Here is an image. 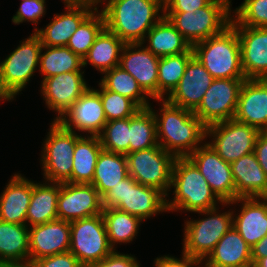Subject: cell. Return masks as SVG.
<instances>
[{
	"label": "cell",
	"mask_w": 267,
	"mask_h": 267,
	"mask_svg": "<svg viewBox=\"0 0 267 267\" xmlns=\"http://www.w3.org/2000/svg\"><path fill=\"white\" fill-rule=\"evenodd\" d=\"M81 68H83V59L67 46H42L39 60L42 81L57 74L84 72Z\"/></svg>",
	"instance_id": "33"
},
{
	"label": "cell",
	"mask_w": 267,
	"mask_h": 267,
	"mask_svg": "<svg viewBox=\"0 0 267 267\" xmlns=\"http://www.w3.org/2000/svg\"><path fill=\"white\" fill-rule=\"evenodd\" d=\"M83 75L84 72H68L41 81V96L45 105L57 113L54 121H58L90 87Z\"/></svg>",
	"instance_id": "17"
},
{
	"label": "cell",
	"mask_w": 267,
	"mask_h": 267,
	"mask_svg": "<svg viewBox=\"0 0 267 267\" xmlns=\"http://www.w3.org/2000/svg\"><path fill=\"white\" fill-rule=\"evenodd\" d=\"M69 251L83 267H90L114 251L102 214L70 222Z\"/></svg>",
	"instance_id": "10"
},
{
	"label": "cell",
	"mask_w": 267,
	"mask_h": 267,
	"mask_svg": "<svg viewBox=\"0 0 267 267\" xmlns=\"http://www.w3.org/2000/svg\"><path fill=\"white\" fill-rule=\"evenodd\" d=\"M128 176L126 155L101 150L97 158L92 185L103 197Z\"/></svg>",
	"instance_id": "32"
},
{
	"label": "cell",
	"mask_w": 267,
	"mask_h": 267,
	"mask_svg": "<svg viewBox=\"0 0 267 267\" xmlns=\"http://www.w3.org/2000/svg\"><path fill=\"white\" fill-rule=\"evenodd\" d=\"M102 3L105 27L124 43H142L147 32L164 16L163 0H103Z\"/></svg>",
	"instance_id": "2"
},
{
	"label": "cell",
	"mask_w": 267,
	"mask_h": 267,
	"mask_svg": "<svg viewBox=\"0 0 267 267\" xmlns=\"http://www.w3.org/2000/svg\"><path fill=\"white\" fill-rule=\"evenodd\" d=\"M175 158L172 153L165 151L159 144L128 153L126 154L128 175L138 183L156 188L169 197Z\"/></svg>",
	"instance_id": "11"
},
{
	"label": "cell",
	"mask_w": 267,
	"mask_h": 267,
	"mask_svg": "<svg viewBox=\"0 0 267 267\" xmlns=\"http://www.w3.org/2000/svg\"><path fill=\"white\" fill-rule=\"evenodd\" d=\"M261 131L253 126L229 119L207 126L206 137L212 138L208 145L227 163L254 152Z\"/></svg>",
	"instance_id": "12"
},
{
	"label": "cell",
	"mask_w": 267,
	"mask_h": 267,
	"mask_svg": "<svg viewBox=\"0 0 267 267\" xmlns=\"http://www.w3.org/2000/svg\"><path fill=\"white\" fill-rule=\"evenodd\" d=\"M253 267H267V257L261 258Z\"/></svg>",
	"instance_id": "51"
},
{
	"label": "cell",
	"mask_w": 267,
	"mask_h": 267,
	"mask_svg": "<svg viewBox=\"0 0 267 267\" xmlns=\"http://www.w3.org/2000/svg\"><path fill=\"white\" fill-rule=\"evenodd\" d=\"M59 191L60 183L43 181V183L34 182L32 184V196L26 216L28 227L58 219L57 198Z\"/></svg>",
	"instance_id": "29"
},
{
	"label": "cell",
	"mask_w": 267,
	"mask_h": 267,
	"mask_svg": "<svg viewBox=\"0 0 267 267\" xmlns=\"http://www.w3.org/2000/svg\"><path fill=\"white\" fill-rule=\"evenodd\" d=\"M58 122L69 131L85 132L88 136H99L107 119L103 103L96 89L89 87Z\"/></svg>",
	"instance_id": "16"
},
{
	"label": "cell",
	"mask_w": 267,
	"mask_h": 267,
	"mask_svg": "<svg viewBox=\"0 0 267 267\" xmlns=\"http://www.w3.org/2000/svg\"><path fill=\"white\" fill-rule=\"evenodd\" d=\"M98 91L103 103L104 113L108 121L129 118L141 109L130 98L116 92L106 90L100 83Z\"/></svg>",
	"instance_id": "41"
},
{
	"label": "cell",
	"mask_w": 267,
	"mask_h": 267,
	"mask_svg": "<svg viewBox=\"0 0 267 267\" xmlns=\"http://www.w3.org/2000/svg\"><path fill=\"white\" fill-rule=\"evenodd\" d=\"M65 13L55 14L42 28H34L42 46H67L80 24L99 6L90 2L63 1Z\"/></svg>",
	"instance_id": "18"
},
{
	"label": "cell",
	"mask_w": 267,
	"mask_h": 267,
	"mask_svg": "<svg viewBox=\"0 0 267 267\" xmlns=\"http://www.w3.org/2000/svg\"><path fill=\"white\" fill-rule=\"evenodd\" d=\"M239 202L241 210L233 212V227L252 247L267 235V197L237 198L229 204Z\"/></svg>",
	"instance_id": "24"
},
{
	"label": "cell",
	"mask_w": 267,
	"mask_h": 267,
	"mask_svg": "<svg viewBox=\"0 0 267 267\" xmlns=\"http://www.w3.org/2000/svg\"><path fill=\"white\" fill-rule=\"evenodd\" d=\"M203 263L204 267H253L251 247L232 227Z\"/></svg>",
	"instance_id": "27"
},
{
	"label": "cell",
	"mask_w": 267,
	"mask_h": 267,
	"mask_svg": "<svg viewBox=\"0 0 267 267\" xmlns=\"http://www.w3.org/2000/svg\"><path fill=\"white\" fill-rule=\"evenodd\" d=\"M254 153L258 163L267 176V131H261L257 137Z\"/></svg>",
	"instance_id": "48"
},
{
	"label": "cell",
	"mask_w": 267,
	"mask_h": 267,
	"mask_svg": "<svg viewBox=\"0 0 267 267\" xmlns=\"http://www.w3.org/2000/svg\"><path fill=\"white\" fill-rule=\"evenodd\" d=\"M125 43L106 27L100 32L83 58V67L88 64L101 74L119 66L120 56Z\"/></svg>",
	"instance_id": "30"
},
{
	"label": "cell",
	"mask_w": 267,
	"mask_h": 267,
	"mask_svg": "<svg viewBox=\"0 0 267 267\" xmlns=\"http://www.w3.org/2000/svg\"><path fill=\"white\" fill-rule=\"evenodd\" d=\"M41 151L43 178L48 182L65 183L71 178L77 133L52 121Z\"/></svg>",
	"instance_id": "9"
},
{
	"label": "cell",
	"mask_w": 267,
	"mask_h": 267,
	"mask_svg": "<svg viewBox=\"0 0 267 267\" xmlns=\"http://www.w3.org/2000/svg\"><path fill=\"white\" fill-rule=\"evenodd\" d=\"M267 257V235L251 247L253 266L261 259Z\"/></svg>",
	"instance_id": "49"
},
{
	"label": "cell",
	"mask_w": 267,
	"mask_h": 267,
	"mask_svg": "<svg viewBox=\"0 0 267 267\" xmlns=\"http://www.w3.org/2000/svg\"><path fill=\"white\" fill-rule=\"evenodd\" d=\"M246 79H214L193 113L207 127L234 119L241 86Z\"/></svg>",
	"instance_id": "13"
},
{
	"label": "cell",
	"mask_w": 267,
	"mask_h": 267,
	"mask_svg": "<svg viewBox=\"0 0 267 267\" xmlns=\"http://www.w3.org/2000/svg\"><path fill=\"white\" fill-rule=\"evenodd\" d=\"M130 117L108 121L99 135L103 150L119 153H129Z\"/></svg>",
	"instance_id": "40"
},
{
	"label": "cell",
	"mask_w": 267,
	"mask_h": 267,
	"mask_svg": "<svg viewBox=\"0 0 267 267\" xmlns=\"http://www.w3.org/2000/svg\"><path fill=\"white\" fill-rule=\"evenodd\" d=\"M70 222L56 219L29 227V258L33 261L69 251Z\"/></svg>",
	"instance_id": "22"
},
{
	"label": "cell",
	"mask_w": 267,
	"mask_h": 267,
	"mask_svg": "<svg viewBox=\"0 0 267 267\" xmlns=\"http://www.w3.org/2000/svg\"><path fill=\"white\" fill-rule=\"evenodd\" d=\"M236 199L267 197V176L251 152L231 163Z\"/></svg>",
	"instance_id": "26"
},
{
	"label": "cell",
	"mask_w": 267,
	"mask_h": 267,
	"mask_svg": "<svg viewBox=\"0 0 267 267\" xmlns=\"http://www.w3.org/2000/svg\"><path fill=\"white\" fill-rule=\"evenodd\" d=\"M193 56L214 79H246L241 64L240 41L230 24L220 34L192 46Z\"/></svg>",
	"instance_id": "4"
},
{
	"label": "cell",
	"mask_w": 267,
	"mask_h": 267,
	"mask_svg": "<svg viewBox=\"0 0 267 267\" xmlns=\"http://www.w3.org/2000/svg\"><path fill=\"white\" fill-rule=\"evenodd\" d=\"M218 210V211H217ZM205 218L186 220L182 252L204 261L218 241L233 227V210L219 213V206L205 211L194 212Z\"/></svg>",
	"instance_id": "7"
},
{
	"label": "cell",
	"mask_w": 267,
	"mask_h": 267,
	"mask_svg": "<svg viewBox=\"0 0 267 267\" xmlns=\"http://www.w3.org/2000/svg\"><path fill=\"white\" fill-rule=\"evenodd\" d=\"M103 148L99 136L77 133V142L73 154V169L68 183L91 184L99 153Z\"/></svg>",
	"instance_id": "31"
},
{
	"label": "cell",
	"mask_w": 267,
	"mask_h": 267,
	"mask_svg": "<svg viewBox=\"0 0 267 267\" xmlns=\"http://www.w3.org/2000/svg\"><path fill=\"white\" fill-rule=\"evenodd\" d=\"M232 11V26L267 27V0H244Z\"/></svg>",
	"instance_id": "42"
},
{
	"label": "cell",
	"mask_w": 267,
	"mask_h": 267,
	"mask_svg": "<svg viewBox=\"0 0 267 267\" xmlns=\"http://www.w3.org/2000/svg\"><path fill=\"white\" fill-rule=\"evenodd\" d=\"M202 264V260L193 258L184 252H182L180 259L175 256L164 255L154 260L155 267H197V265L198 267H204Z\"/></svg>",
	"instance_id": "46"
},
{
	"label": "cell",
	"mask_w": 267,
	"mask_h": 267,
	"mask_svg": "<svg viewBox=\"0 0 267 267\" xmlns=\"http://www.w3.org/2000/svg\"><path fill=\"white\" fill-rule=\"evenodd\" d=\"M234 119L267 131V79H246L243 82Z\"/></svg>",
	"instance_id": "23"
},
{
	"label": "cell",
	"mask_w": 267,
	"mask_h": 267,
	"mask_svg": "<svg viewBox=\"0 0 267 267\" xmlns=\"http://www.w3.org/2000/svg\"><path fill=\"white\" fill-rule=\"evenodd\" d=\"M213 80L205 67L192 56L180 82L165 99L173 105L194 111Z\"/></svg>",
	"instance_id": "21"
},
{
	"label": "cell",
	"mask_w": 267,
	"mask_h": 267,
	"mask_svg": "<svg viewBox=\"0 0 267 267\" xmlns=\"http://www.w3.org/2000/svg\"><path fill=\"white\" fill-rule=\"evenodd\" d=\"M188 158L197 166L211 190L222 202L236 199L231 164L225 162L205 141Z\"/></svg>",
	"instance_id": "15"
},
{
	"label": "cell",
	"mask_w": 267,
	"mask_h": 267,
	"mask_svg": "<svg viewBox=\"0 0 267 267\" xmlns=\"http://www.w3.org/2000/svg\"><path fill=\"white\" fill-rule=\"evenodd\" d=\"M9 101L3 94H2V92H1V90H0V101Z\"/></svg>",
	"instance_id": "53"
},
{
	"label": "cell",
	"mask_w": 267,
	"mask_h": 267,
	"mask_svg": "<svg viewBox=\"0 0 267 267\" xmlns=\"http://www.w3.org/2000/svg\"><path fill=\"white\" fill-rule=\"evenodd\" d=\"M102 216L109 243L114 250H116L115 245L119 243L121 245V243L132 242L136 238L142 223L139 217L115 208H103Z\"/></svg>",
	"instance_id": "34"
},
{
	"label": "cell",
	"mask_w": 267,
	"mask_h": 267,
	"mask_svg": "<svg viewBox=\"0 0 267 267\" xmlns=\"http://www.w3.org/2000/svg\"><path fill=\"white\" fill-rule=\"evenodd\" d=\"M99 83L106 89L126 96L133 100L140 108H148L151 103L148 95L139 86L136 79L120 66L103 73Z\"/></svg>",
	"instance_id": "36"
},
{
	"label": "cell",
	"mask_w": 267,
	"mask_h": 267,
	"mask_svg": "<svg viewBox=\"0 0 267 267\" xmlns=\"http://www.w3.org/2000/svg\"><path fill=\"white\" fill-rule=\"evenodd\" d=\"M90 267H140V263L135 256L123 254L114 250L105 259H102Z\"/></svg>",
	"instance_id": "45"
},
{
	"label": "cell",
	"mask_w": 267,
	"mask_h": 267,
	"mask_svg": "<svg viewBox=\"0 0 267 267\" xmlns=\"http://www.w3.org/2000/svg\"><path fill=\"white\" fill-rule=\"evenodd\" d=\"M159 59L142 43H125L119 62V66L132 75L149 98L154 100L158 99Z\"/></svg>",
	"instance_id": "19"
},
{
	"label": "cell",
	"mask_w": 267,
	"mask_h": 267,
	"mask_svg": "<svg viewBox=\"0 0 267 267\" xmlns=\"http://www.w3.org/2000/svg\"><path fill=\"white\" fill-rule=\"evenodd\" d=\"M171 188H174V196L172 200H166L167 212L205 211L217 207L218 203L223 207L230 206L229 202H222L215 195L205 177L188 157L175 158Z\"/></svg>",
	"instance_id": "3"
},
{
	"label": "cell",
	"mask_w": 267,
	"mask_h": 267,
	"mask_svg": "<svg viewBox=\"0 0 267 267\" xmlns=\"http://www.w3.org/2000/svg\"><path fill=\"white\" fill-rule=\"evenodd\" d=\"M232 0H211L205 7L194 12H164L176 29L192 47L220 34L230 25Z\"/></svg>",
	"instance_id": "5"
},
{
	"label": "cell",
	"mask_w": 267,
	"mask_h": 267,
	"mask_svg": "<svg viewBox=\"0 0 267 267\" xmlns=\"http://www.w3.org/2000/svg\"><path fill=\"white\" fill-rule=\"evenodd\" d=\"M77 2H90V3H93L95 5H99V3L102 5V1L103 0H75Z\"/></svg>",
	"instance_id": "52"
},
{
	"label": "cell",
	"mask_w": 267,
	"mask_h": 267,
	"mask_svg": "<svg viewBox=\"0 0 267 267\" xmlns=\"http://www.w3.org/2000/svg\"><path fill=\"white\" fill-rule=\"evenodd\" d=\"M246 79H267V27L233 26Z\"/></svg>",
	"instance_id": "20"
},
{
	"label": "cell",
	"mask_w": 267,
	"mask_h": 267,
	"mask_svg": "<svg viewBox=\"0 0 267 267\" xmlns=\"http://www.w3.org/2000/svg\"><path fill=\"white\" fill-rule=\"evenodd\" d=\"M166 196L156 188L144 186L128 175L103 197V208H115L139 217L142 221L167 212Z\"/></svg>",
	"instance_id": "6"
},
{
	"label": "cell",
	"mask_w": 267,
	"mask_h": 267,
	"mask_svg": "<svg viewBox=\"0 0 267 267\" xmlns=\"http://www.w3.org/2000/svg\"><path fill=\"white\" fill-rule=\"evenodd\" d=\"M155 56L164 57L188 52L192 47L171 21L163 16L146 34L142 44Z\"/></svg>",
	"instance_id": "28"
},
{
	"label": "cell",
	"mask_w": 267,
	"mask_h": 267,
	"mask_svg": "<svg viewBox=\"0 0 267 267\" xmlns=\"http://www.w3.org/2000/svg\"><path fill=\"white\" fill-rule=\"evenodd\" d=\"M160 101V112L149 106L156 120L158 144L175 157H188L207 139L206 126L193 113L180 106L169 103L166 99ZM202 143V144H201Z\"/></svg>",
	"instance_id": "1"
},
{
	"label": "cell",
	"mask_w": 267,
	"mask_h": 267,
	"mask_svg": "<svg viewBox=\"0 0 267 267\" xmlns=\"http://www.w3.org/2000/svg\"><path fill=\"white\" fill-rule=\"evenodd\" d=\"M96 8L70 37L67 47L82 59L88 54L97 36L105 28L102 11Z\"/></svg>",
	"instance_id": "39"
},
{
	"label": "cell",
	"mask_w": 267,
	"mask_h": 267,
	"mask_svg": "<svg viewBox=\"0 0 267 267\" xmlns=\"http://www.w3.org/2000/svg\"><path fill=\"white\" fill-rule=\"evenodd\" d=\"M102 212V197L92 184L60 183L57 198L58 219L71 222Z\"/></svg>",
	"instance_id": "14"
},
{
	"label": "cell",
	"mask_w": 267,
	"mask_h": 267,
	"mask_svg": "<svg viewBox=\"0 0 267 267\" xmlns=\"http://www.w3.org/2000/svg\"><path fill=\"white\" fill-rule=\"evenodd\" d=\"M0 267H38L36 262L30 258L21 260H6L0 263Z\"/></svg>",
	"instance_id": "50"
},
{
	"label": "cell",
	"mask_w": 267,
	"mask_h": 267,
	"mask_svg": "<svg viewBox=\"0 0 267 267\" xmlns=\"http://www.w3.org/2000/svg\"><path fill=\"white\" fill-rule=\"evenodd\" d=\"M129 153L158 145L156 120L152 110L139 109L130 117Z\"/></svg>",
	"instance_id": "37"
},
{
	"label": "cell",
	"mask_w": 267,
	"mask_h": 267,
	"mask_svg": "<svg viewBox=\"0 0 267 267\" xmlns=\"http://www.w3.org/2000/svg\"><path fill=\"white\" fill-rule=\"evenodd\" d=\"M20 173L14 174L0 194V220L26 225L27 209L32 196V184Z\"/></svg>",
	"instance_id": "25"
},
{
	"label": "cell",
	"mask_w": 267,
	"mask_h": 267,
	"mask_svg": "<svg viewBox=\"0 0 267 267\" xmlns=\"http://www.w3.org/2000/svg\"><path fill=\"white\" fill-rule=\"evenodd\" d=\"M192 56L193 50L191 48L188 52L182 54L160 57L158 64V99H165L175 89Z\"/></svg>",
	"instance_id": "38"
},
{
	"label": "cell",
	"mask_w": 267,
	"mask_h": 267,
	"mask_svg": "<svg viewBox=\"0 0 267 267\" xmlns=\"http://www.w3.org/2000/svg\"><path fill=\"white\" fill-rule=\"evenodd\" d=\"M211 0H163V12H194L205 7Z\"/></svg>",
	"instance_id": "47"
},
{
	"label": "cell",
	"mask_w": 267,
	"mask_h": 267,
	"mask_svg": "<svg viewBox=\"0 0 267 267\" xmlns=\"http://www.w3.org/2000/svg\"><path fill=\"white\" fill-rule=\"evenodd\" d=\"M35 262L38 267H83L70 251L42 257Z\"/></svg>",
	"instance_id": "44"
},
{
	"label": "cell",
	"mask_w": 267,
	"mask_h": 267,
	"mask_svg": "<svg viewBox=\"0 0 267 267\" xmlns=\"http://www.w3.org/2000/svg\"><path fill=\"white\" fill-rule=\"evenodd\" d=\"M45 14V0H25L21 2L18 11L12 18V22L19 25L27 21L37 25L40 18L44 17Z\"/></svg>",
	"instance_id": "43"
},
{
	"label": "cell",
	"mask_w": 267,
	"mask_h": 267,
	"mask_svg": "<svg viewBox=\"0 0 267 267\" xmlns=\"http://www.w3.org/2000/svg\"><path fill=\"white\" fill-rule=\"evenodd\" d=\"M41 50L39 37L32 33L0 62V90L9 101L30 82L39 67Z\"/></svg>",
	"instance_id": "8"
},
{
	"label": "cell",
	"mask_w": 267,
	"mask_h": 267,
	"mask_svg": "<svg viewBox=\"0 0 267 267\" xmlns=\"http://www.w3.org/2000/svg\"><path fill=\"white\" fill-rule=\"evenodd\" d=\"M29 258V227L0 220V263Z\"/></svg>",
	"instance_id": "35"
}]
</instances>
